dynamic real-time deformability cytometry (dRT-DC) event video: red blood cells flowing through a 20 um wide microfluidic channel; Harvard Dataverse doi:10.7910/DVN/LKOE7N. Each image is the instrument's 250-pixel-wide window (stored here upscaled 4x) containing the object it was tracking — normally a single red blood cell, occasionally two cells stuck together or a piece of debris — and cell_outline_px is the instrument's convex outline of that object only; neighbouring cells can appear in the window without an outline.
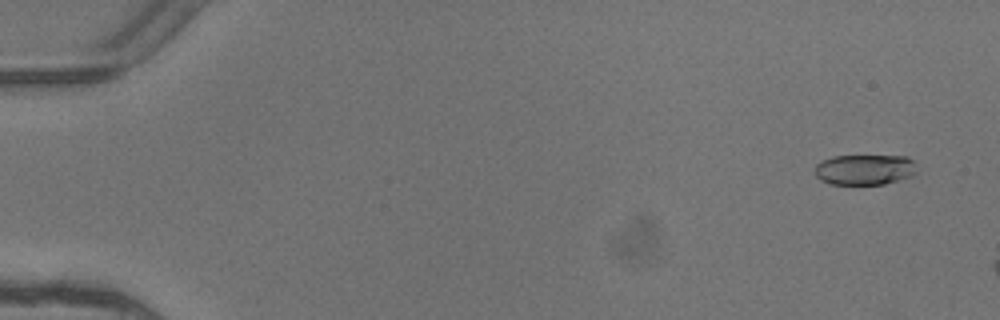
{"species": "common noctule bat (a hibernating species)", "species_latin": "Nyctalus noctula", "temperature_condition": "warm", "stored_images_in_passage": 3, "camera_frame_rate_fps": 3000, "um_per_image_px": 0.085, "animal": {"sex": "female"}, "frame": {"image": 1, "passage_image": 1, "time_ms": 0.0, "image_size_px": [1000, 320], "cell_outline_px": [[916, 172], [912, 176], [884, 184], [828, 184], [820, 180], [816, 176], [816, 164], [832, 156], [908, 156], [912, 160]], "centroid_in_image_um": [73.49, 14.42], "position_along_channel_um": 11.5, "area_um2": 18.03}}